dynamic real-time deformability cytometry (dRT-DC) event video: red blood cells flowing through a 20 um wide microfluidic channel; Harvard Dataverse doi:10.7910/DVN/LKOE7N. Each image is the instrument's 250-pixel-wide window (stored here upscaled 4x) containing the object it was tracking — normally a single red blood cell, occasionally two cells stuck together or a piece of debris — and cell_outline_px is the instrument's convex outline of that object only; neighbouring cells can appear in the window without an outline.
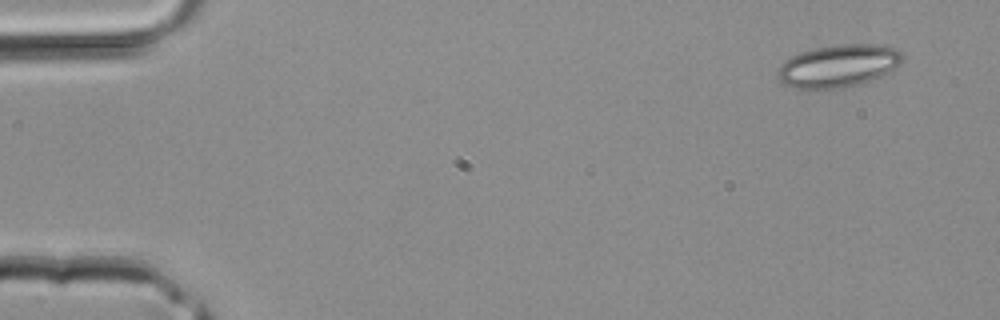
{"species": "common noctule bat (a hibernating species)", "species_latin": "Nyctalus noctula", "temperature_condition": "room temperature", "stored_images_in_passage": 36, "camera_frame_rate_fps": 3000, "um_per_image_px": 0.085, "animal": {"sex": "male", "body_mass_g": 20.4}, "frame": {"image": 1, "passage_image": 1, "time_ms": 0.0, "image_size_px": [1000, 320], "cell_outline_px": [[904, 56], [900, 64], [888, 72], [872, 80], [840, 88], [796, 88], [784, 84], [780, 80], [776, 72], [792, 56], [800, 52], [816, 48], [836, 44], [872, 44], [896, 48]], "centroid_in_image_um": [71.29, 5.59], "position_along_channel_um": 13.7, "area_um2": 30.46}}
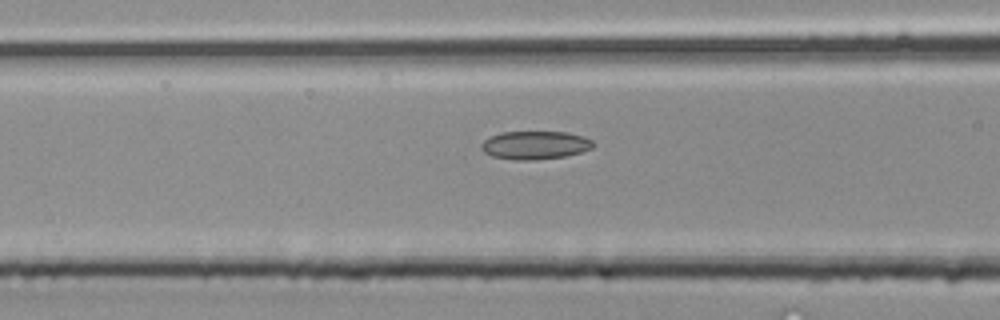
{"frame": {"image": 2, "passage_image": 15, "time_ms": 4.667, "image_size_px": [1000, 320], "cell_outline_px": [[596, 144], [592, 148], [580, 152], [564, 156], [532, 160], [516, 160], [492, 156], [484, 152], [480, 148], [480, 144], [484, 140], [500, 132], [568, 132], [584, 136], [592, 140]], "centroid_in_image_um": [45.48, 12.33], "position_along_channel_um": 121.1, "area_um2": 18.44}}
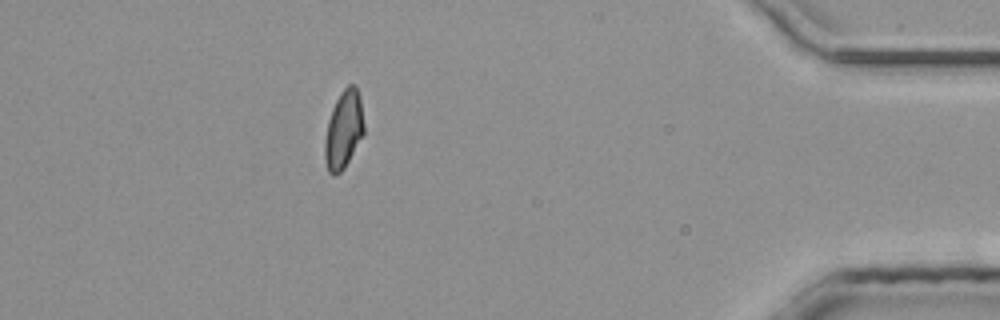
{"frame": {"image": 3, "passage_image": 35, "time_ms": 11.333, "image_size_px": [1000, 320], "cell_outline_px": [[364, 132], [344, 168], [336, 176], [332, 176], [328, 172], [324, 156], [324, 140], [328, 120], [332, 108], [340, 92], [348, 84], [356, 84], [360, 100], [364, 124]], "centroid_in_image_um": [29.18, 11.02], "position_along_channel_um": 406.0, "area_um2": 17.8}}